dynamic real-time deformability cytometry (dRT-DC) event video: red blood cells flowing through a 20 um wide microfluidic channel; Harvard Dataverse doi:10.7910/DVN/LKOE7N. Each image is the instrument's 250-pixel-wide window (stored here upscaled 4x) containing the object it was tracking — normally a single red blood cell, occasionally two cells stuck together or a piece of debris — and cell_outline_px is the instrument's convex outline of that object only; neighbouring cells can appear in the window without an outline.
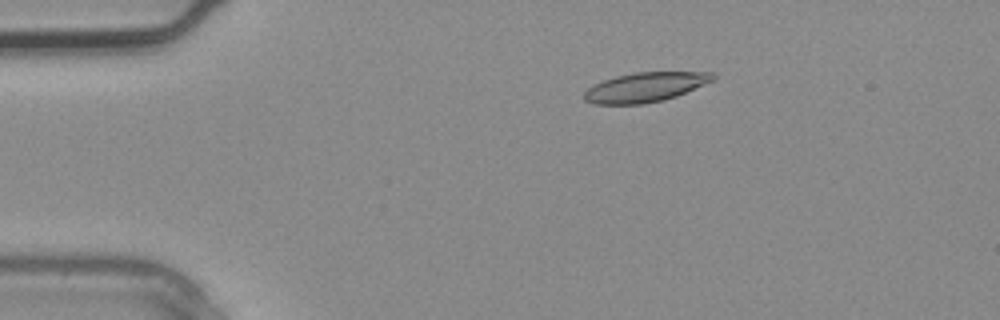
{"species": "common noctule bat (a hibernating species)", "species_latin": "Nyctalus noctula", "temperature_condition": "warm", "stored_images_in_passage": 2, "camera_frame_rate_fps": 3000, "um_per_image_px": 0.085, "animal": {"sex": "male", "body_mass_g": 20.4}, "frame": {"image": 1, "passage_image": 1, "time_ms": 0.0, "image_size_px": [1000, 320], "cell_outline_px": [[716, 80], [676, 96], [664, 100], [644, 104], [596, 104], [584, 100], [584, 92], [588, 88], [604, 80], [616, 76], [636, 72], [716, 72]], "centroid_in_image_um": [54.9, 7.41], "position_along_channel_um": 30.1, "area_um2": 22.2}}